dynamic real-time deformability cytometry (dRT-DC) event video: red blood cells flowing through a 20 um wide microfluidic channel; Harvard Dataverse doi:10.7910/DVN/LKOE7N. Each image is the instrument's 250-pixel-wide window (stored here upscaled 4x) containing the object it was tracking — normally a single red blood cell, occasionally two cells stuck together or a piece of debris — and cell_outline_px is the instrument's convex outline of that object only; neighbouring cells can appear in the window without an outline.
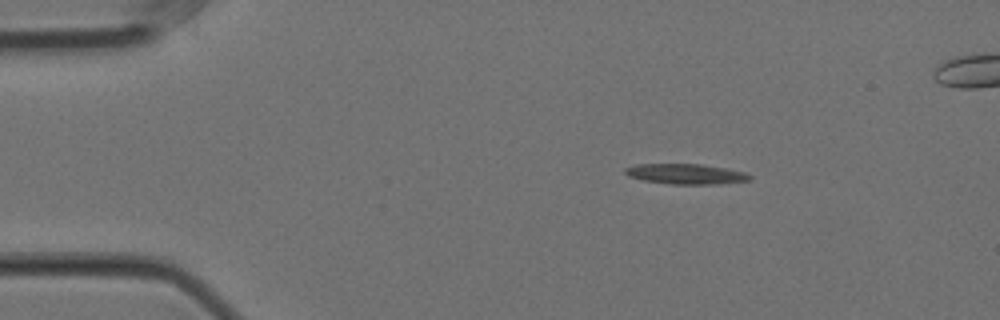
{"species": "Egyptian fruit bat (a non-hibernating species)", "species_latin": "Rousettus aegyptiacus", "temperature_condition": "cold", "stored_images_in_passage": 33, "camera_frame_rate_fps": 3000, "um_per_image_px": 0.085, "animal": {"sex": "female"}, "frame": {"image": 1, "passage_image": 1, "time_ms": 0.0, "image_size_px": [1000, 320], "cell_outline_px": [[752, 176], [748, 180], [720, 184], [672, 184], [644, 180], [628, 176], [624, 172], [624, 168], [636, 164], [700, 164], [724, 168], [744, 172]], "centroid_in_image_um": [58.26, 14.78], "position_along_channel_um": 26.7, "area_um2": 14.57}}
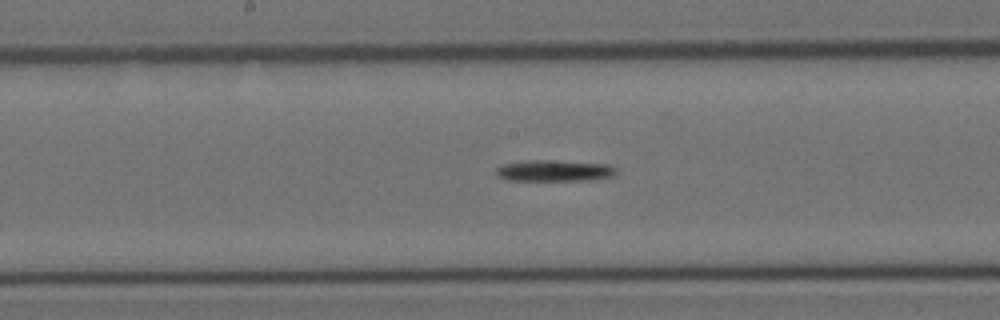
{"frame": {"image": 2, "passage_image": 21, "time_ms": 6.667, "image_size_px": [1000, 320], "cell_outline_px": [[616, 172], [612, 176], [600, 180], [504, 180], [496, 176], [496, 168], [504, 164], [528, 160], [548, 160], [608, 164], [616, 168]], "centroid_in_image_um": [47.12, 14.52], "position_along_channel_um": 201.1, "area_um2": 14.97}}
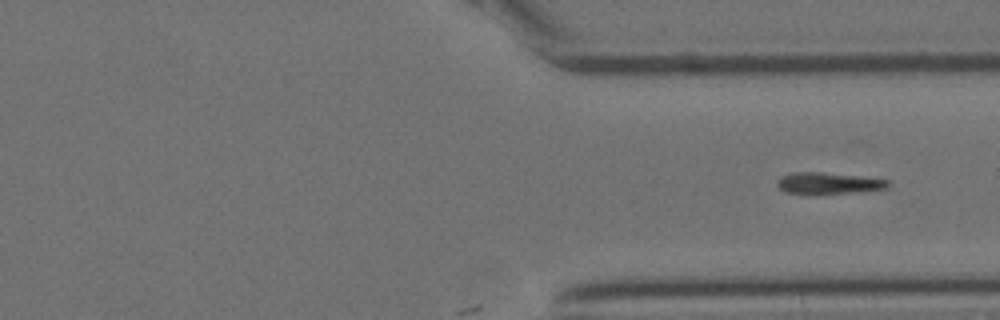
{"frame": {"image": 3, "passage_image": 33, "time_ms": 10.667, "image_size_px": [1000, 320], "cell_outline_px": [[888, 188], [848, 192], [784, 192], [776, 184], [776, 180], [780, 176], [792, 172], [820, 172], [860, 176], [888, 180]], "centroid_in_image_um": [70.36, 15.53], "position_along_channel_um": 341.0, "area_um2": 13.24}}